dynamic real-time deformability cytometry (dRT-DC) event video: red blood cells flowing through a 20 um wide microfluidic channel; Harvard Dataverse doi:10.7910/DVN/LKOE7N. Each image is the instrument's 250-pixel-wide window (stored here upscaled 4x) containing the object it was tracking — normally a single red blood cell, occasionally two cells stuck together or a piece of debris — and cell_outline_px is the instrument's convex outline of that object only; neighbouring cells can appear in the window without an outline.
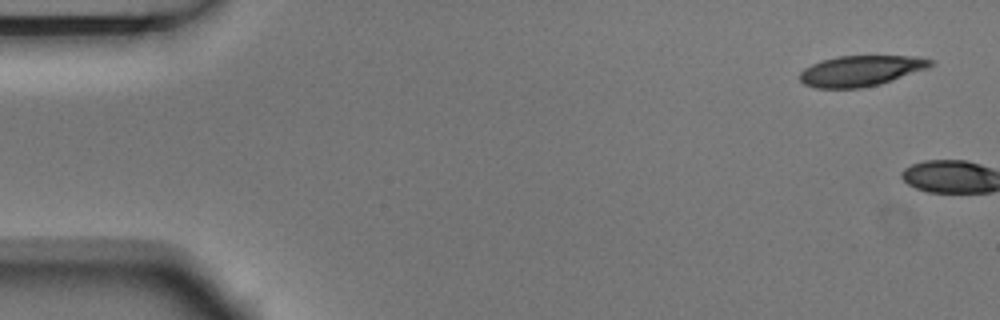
{"species": "Egyptian fruit bat (a non-hibernating species)", "species_latin": "Rousettus aegyptiacus", "temperature_condition": "room temperature", "stored_images_in_passage": 10, "camera_frame_rate_fps": 3000, "um_per_image_px": 0.085, "animal": {"sex": "male"}, "frame": {"image": 1, "passage_image": 1, "time_ms": 0.0, "image_size_px": [1000, 320], "cell_outline_px": [[936, 64], [928, 68], [880, 84], [860, 88], [816, 88], [804, 84], [800, 80], [800, 72], [804, 68], [820, 60], [836, 56], [920, 56], [936, 60]], "centroid_in_image_um": [73.21, 6.0], "position_along_channel_um": 11.8, "area_um2": 23.58}}
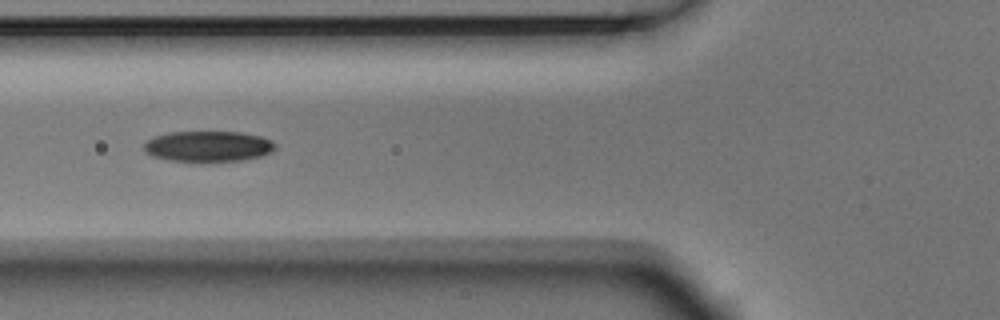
{"frame": {"image": 2, "passage_image": 6, "time_ms": 1.667, "image_size_px": [1000, 320], "cell_outline_px": [[276, 148], [272, 152], [260, 156], [240, 160], [200, 164], [172, 160], [152, 156], [144, 148], [144, 144], [148, 140], [156, 136], [172, 132], [240, 132], [260, 136], [272, 140], [276, 144]], "centroid_in_image_um": [17.73, 12.47], "position_along_channel_um": 108.1, "area_um2": 23.87}}
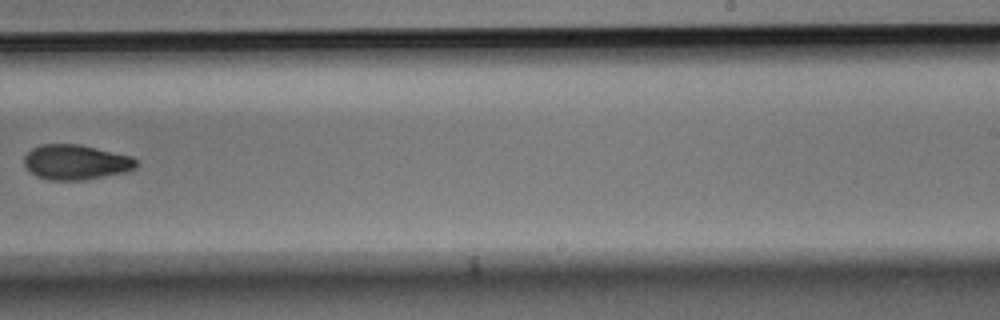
{"frame": {"image": 3, "passage_image": 10, "time_ms": 3.0, "image_size_px": [1000, 320], "cell_outline_px": [[136, 168], [124, 172], [84, 180], [52, 180], [36, 176], [24, 164], [24, 156], [32, 148], [40, 144], [80, 144], [132, 156], [136, 160]], "centroid_in_image_um": [6.44, 13.77], "position_along_channel_um": 282.6, "area_um2": 22.77}}